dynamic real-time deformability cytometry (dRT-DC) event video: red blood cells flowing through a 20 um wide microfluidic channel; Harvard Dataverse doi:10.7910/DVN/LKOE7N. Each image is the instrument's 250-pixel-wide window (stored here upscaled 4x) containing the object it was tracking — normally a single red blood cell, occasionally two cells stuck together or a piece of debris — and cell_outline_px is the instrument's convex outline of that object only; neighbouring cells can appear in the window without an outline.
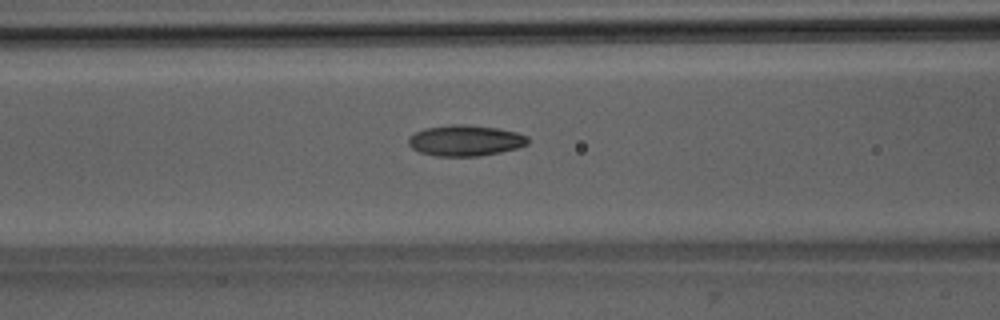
{"species": "Egyptian fruit bat (a non-hibernating species)", "species_latin": "Rousettus aegyptiacus", "temperature_condition": "room temperature", "stored_images_in_passage": 36, "camera_frame_rate_fps": 3000, "um_per_image_px": 0.085, "animal": {"sex": "male"}, "frame": {"image": 1, "passage_image": 6, "time_ms": 1.667, "image_size_px": [1000, 320], "cell_outline_px": [[528, 144], [520, 148], [480, 156], [436, 156], [420, 152], [412, 148], [408, 144], [408, 140], [416, 132], [424, 128], [452, 124], [464, 124], [496, 128], [516, 132], [528, 136]], "centroid_in_image_um": [39.58, 11.95], "position_along_channel_um": 127.0, "area_um2": 21.5}}
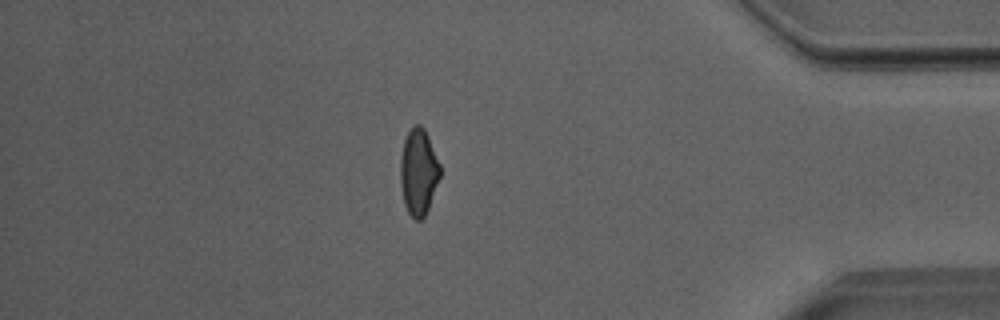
{"frame": {"image": 2, "passage_image": 29, "time_ms": 9.333, "image_size_px": [1000, 320], "cell_outline_px": [[440, 176], [428, 208], [424, 216], [420, 220], [416, 220], [408, 212], [404, 204], [400, 184], [400, 156], [404, 140], [412, 124], [420, 124], [424, 128], [428, 136], [440, 164]], "centroid_in_image_um": [35.55, 14.58], "position_along_channel_um": 399.6, "area_um2": 20.0}}
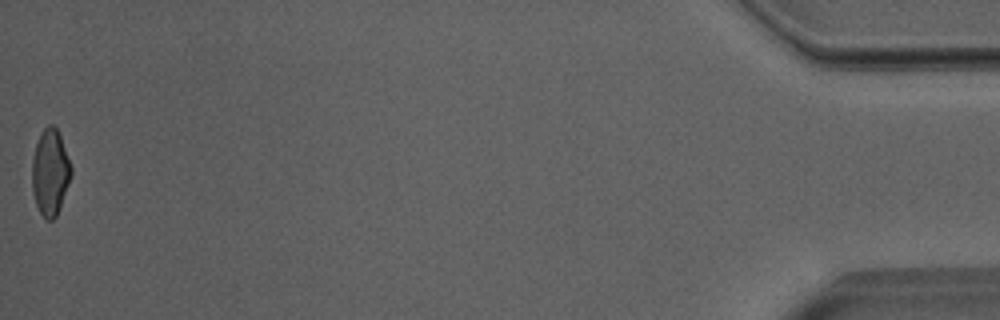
{"frame": {"image": 3, "passage_image": 36, "time_ms": 11.667, "image_size_px": [1000, 320], "cell_outline_px": [[72, 176], [60, 208], [56, 216], [52, 220], [48, 220], [40, 212], [36, 204], [32, 192], [32, 160], [36, 144], [40, 132], [48, 124], [52, 124], [56, 128], [60, 136], [72, 168]], "centroid_in_image_um": [4.27, 14.65], "position_along_channel_um": 430.9, "area_um2": 19.65}, "authors_computed_cell_mechanics": {"area_um2": 20.1433, "velocity_mm_per_s": 4.0234, "shape_relaxation_time_tau1_ms": 6.1009, "shape_relaxation_time_tau2_ms": 1.4763, "deformation_change_tau1": 0.1596, "deformation_change_tau2": 0.0723}}